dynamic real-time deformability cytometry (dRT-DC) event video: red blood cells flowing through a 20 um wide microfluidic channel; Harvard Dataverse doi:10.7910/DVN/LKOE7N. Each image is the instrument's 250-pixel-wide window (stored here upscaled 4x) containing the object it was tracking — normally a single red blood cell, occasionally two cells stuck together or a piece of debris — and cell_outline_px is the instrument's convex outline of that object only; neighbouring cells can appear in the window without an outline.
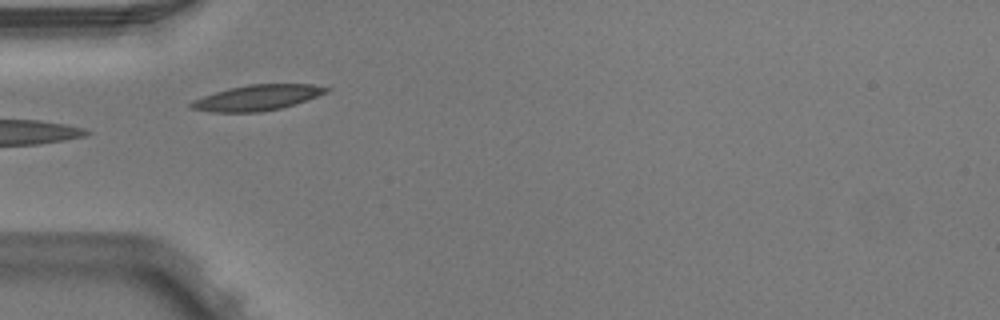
{"species": "Egyptian fruit bat (a non-hibernating species)", "species_latin": "Rousettus aegyptiacus", "temperature_condition": "warm", "stored_images_in_passage": 3, "camera_frame_rate_fps": 3000, "um_per_image_px": 0.085, "animal": {"sex": "male"}, "frame": {"image": 1, "passage_image": 3, "time_ms": 0.667, "image_size_px": [1000, 320], "cell_outline_px": [[332, 88], [328, 92], [280, 108], [260, 112], [208, 112], [188, 108], [188, 104], [192, 100], [228, 88], [248, 84], [312, 84]], "centroid_in_image_um": [21.8, 8.3], "position_along_channel_um": 63.2, "area_um2": 20.06}}